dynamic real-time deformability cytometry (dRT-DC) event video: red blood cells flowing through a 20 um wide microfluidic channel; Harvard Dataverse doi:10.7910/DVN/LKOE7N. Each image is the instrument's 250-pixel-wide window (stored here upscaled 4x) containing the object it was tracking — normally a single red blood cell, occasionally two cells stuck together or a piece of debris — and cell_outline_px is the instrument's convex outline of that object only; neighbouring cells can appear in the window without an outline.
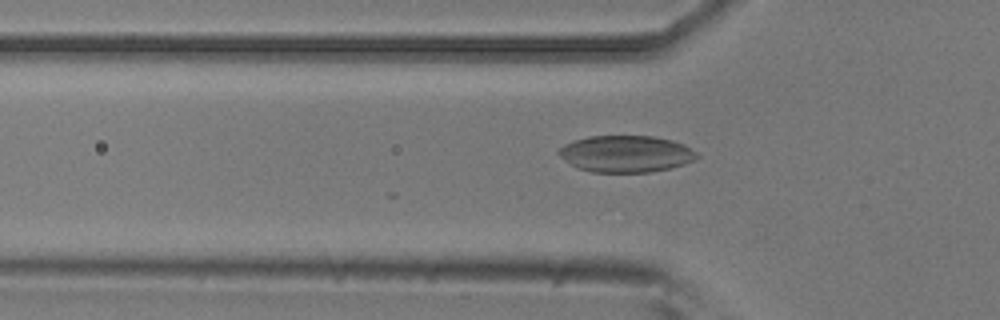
{"species": "common noctule bat (a hibernating species)", "species_latin": "Nyctalus noctula", "temperature_condition": "room temperature", "stored_images_in_passage": 19, "camera_frame_rate_fps": 3000, "um_per_image_px": 0.085, "animal": {"sex": "male", "body_mass_g": 20.5, "forearm_length_mm": 52.5}, "frame": {"image": 1, "passage_image": 12, "time_ms": 3.667, "image_size_px": [1000, 320], "cell_outline_px": [[700, 156], [696, 160], [672, 168], [648, 172], [592, 172], [576, 168], [560, 156], [556, 152], [564, 144], [588, 136], [652, 136], [672, 140], [684, 144], [696, 152]], "centroid_in_image_um": [53.22, 13.08], "position_along_channel_um": 72.6, "area_um2": 29.65}}
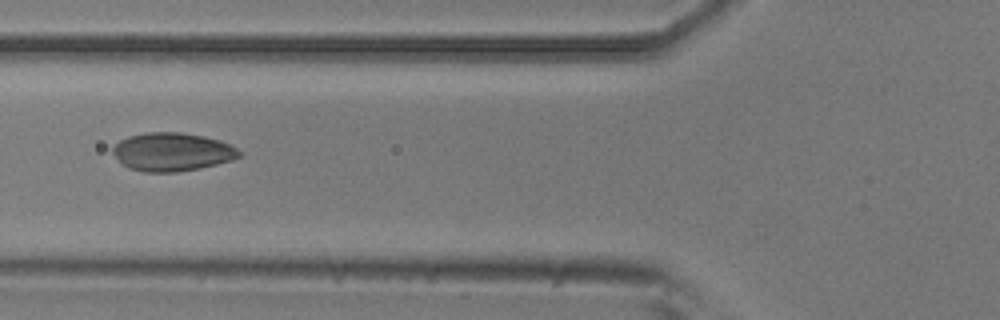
{"frame": {"image": 2, "passage_image": 15, "time_ms": 4.667, "image_size_px": [1000, 320], "cell_outline_px": [[240, 156], [232, 160], [200, 168], [180, 172], [144, 172], [128, 168], [112, 152], [112, 148], [120, 140], [128, 136], [148, 132], [180, 132], [204, 136], [220, 140], [236, 148], [240, 152]], "centroid_in_image_um": [14.63, 12.91], "position_along_channel_um": 111.2, "area_um2": 28.15}}
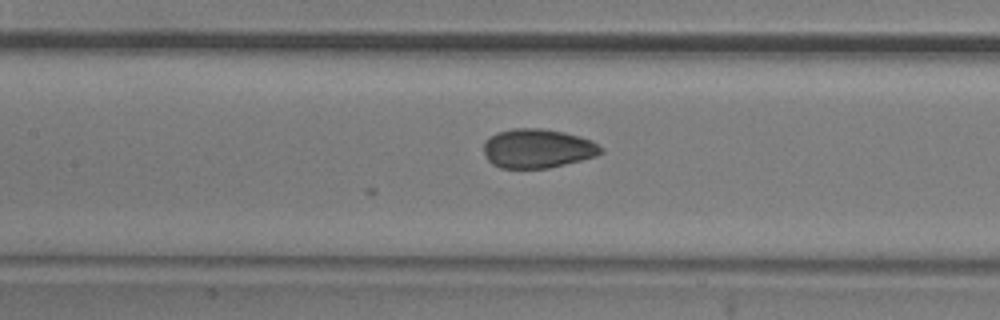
{"frame": {"image": 3, "passage_image": 19, "time_ms": 6.0, "image_size_px": [1000, 320], "cell_outline_px": [[604, 152], [596, 156], [548, 168], [500, 168], [492, 164], [488, 160], [484, 152], [484, 140], [488, 136], [496, 132], [512, 128], [540, 128], [564, 132], [592, 140], [604, 148]], "centroid_in_image_um": [45.68, 12.61], "position_along_channel_um": 161.7, "area_um2": 26.93}}